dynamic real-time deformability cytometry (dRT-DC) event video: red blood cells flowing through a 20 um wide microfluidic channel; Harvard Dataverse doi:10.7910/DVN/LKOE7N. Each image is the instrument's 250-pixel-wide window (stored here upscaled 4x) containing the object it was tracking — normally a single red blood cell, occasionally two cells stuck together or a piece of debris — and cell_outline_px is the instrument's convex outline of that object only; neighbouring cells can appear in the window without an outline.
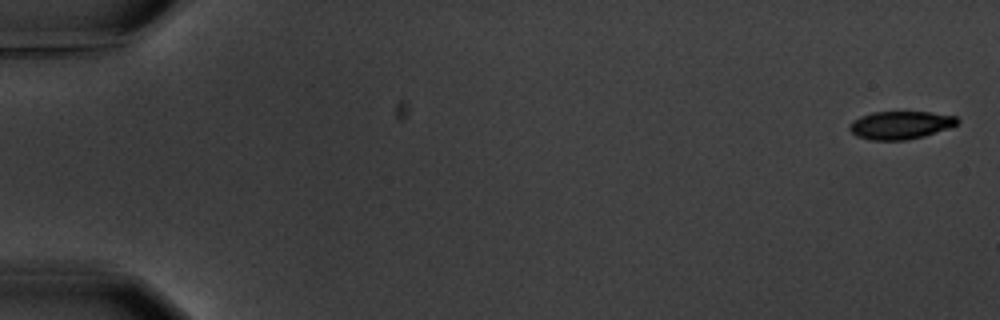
{"species": "common noctule bat (a hibernating species)", "species_latin": "Nyctalus noctula", "temperature_condition": "warm", "stored_images_in_passage": 8, "camera_frame_rate_fps": 3000, "um_per_image_px": 0.085, "animal": {"sex": "male", "body_mass_g": 20.1, "forearm_length_mm": 53.5}, "frame": {"image": 1, "passage_image": 1, "time_ms": 0.0, "image_size_px": [1000, 320], "cell_outline_px": [[960, 120], [956, 124], [948, 128], [924, 136], [904, 140], [872, 140], [856, 136], [848, 128], [848, 124], [852, 120], [860, 116], [872, 112], [932, 112], [956, 116]], "centroid_in_image_um": [76.51, 10.62], "position_along_channel_um": 8.5, "area_um2": 17.63}}
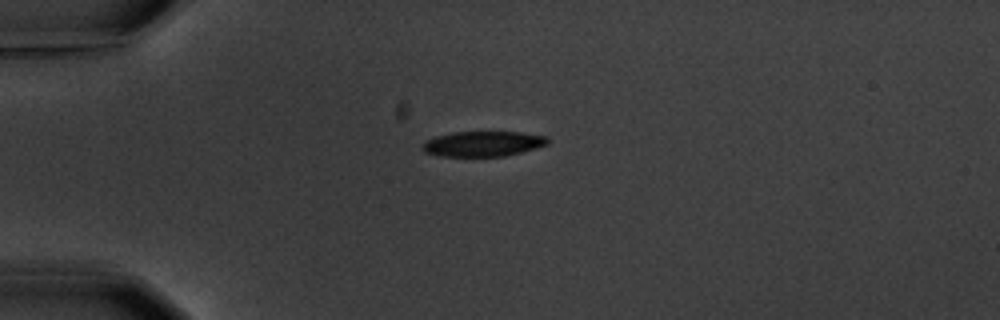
{"frame": {"image": 2, "passage_image": 5, "time_ms": 4.667, "image_size_px": [1000, 320], "cell_outline_px": [[548, 144], [536, 148], [504, 156], [440, 156], [424, 152], [420, 148], [424, 140], [436, 136], [452, 132], [520, 132], [548, 136]], "centroid_in_image_um": [41.01, 12.22], "position_along_channel_um": 44.0, "area_um2": 18.5}}
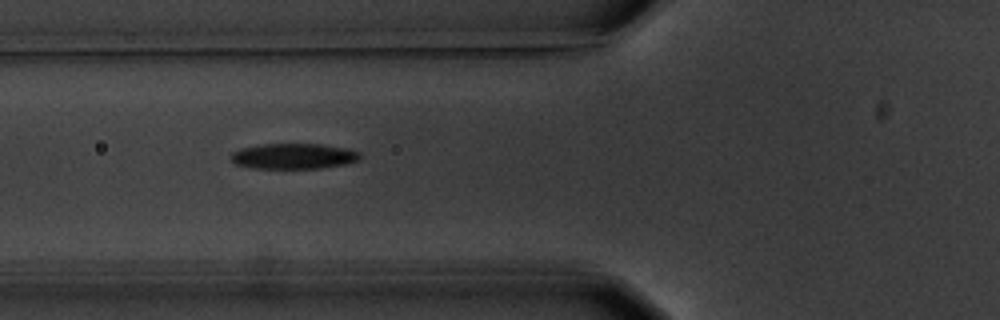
{"frame": {"image": 3, "passage_image": 7, "time_ms": 7.0, "image_size_px": [1000, 320], "cell_outline_px": [[360, 156], [356, 160], [344, 164], [320, 168], [252, 168], [236, 164], [228, 160], [232, 152], [240, 148], [260, 144], [320, 144], [348, 148], [360, 152]], "centroid_in_image_um": [24.89, 13.27], "position_along_channel_um": 100.9, "area_um2": 19.25}}